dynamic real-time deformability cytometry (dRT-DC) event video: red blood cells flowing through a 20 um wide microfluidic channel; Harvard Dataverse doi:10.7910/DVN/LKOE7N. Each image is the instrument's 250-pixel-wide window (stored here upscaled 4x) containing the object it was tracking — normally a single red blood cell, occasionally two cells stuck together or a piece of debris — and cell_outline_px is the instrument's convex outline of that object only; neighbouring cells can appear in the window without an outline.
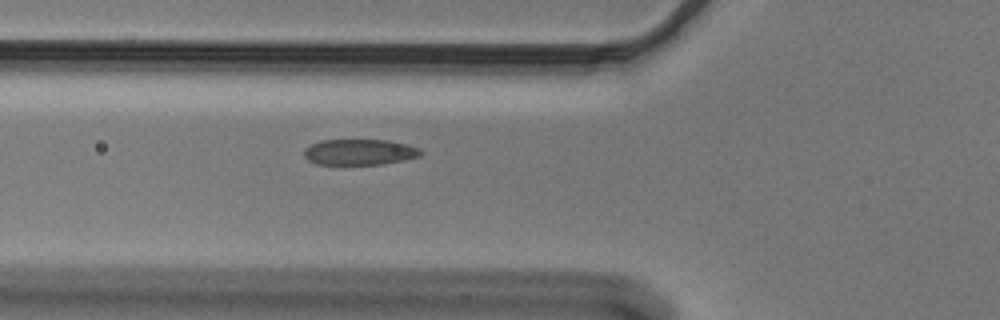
{"species": "Egyptian fruit bat (a non-hibernating species)", "species_latin": "Rousettus aegyptiacus", "temperature_condition": "cold", "stored_images_in_passage": 41, "camera_frame_rate_fps": 3000, "um_per_image_px": 0.085, "animal": {"sex": "male"}, "frame": {"image": 1, "passage_image": 11, "time_ms": 3.333, "image_size_px": [1000, 320], "cell_outline_px": [[424, 152], [420, 156], [404, 160], [384, 164], [316, 164], [308, 160], [304, 156], [304, 148], [320, 140], [388, 140], [408, 144], [420, 148]], "centroid_in_image_um": [30.59, 12.92], "position_along_channel_um": 95.2, "area_um2": 17.69}}
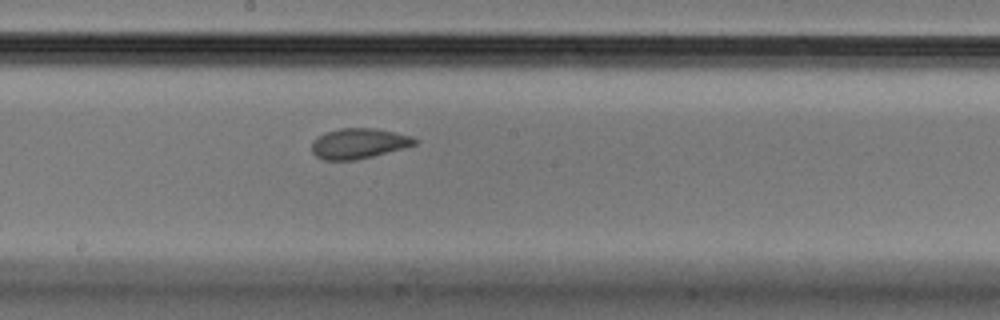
{"frame": {"image": 2, "passage_image": 21, "time_ms": 6.667, "image_size_px": [1000, 320], "cell_outline_px": [[420, 140], [416, 144], [404, 148], [356, 160], [324, 160], [316, 156], [312, 152], [312, 140], [328, 132], [340, 128], [376, 128], [412, 136]], "centroid_in_image_um": [30.52, 12.19], "position_along_channel_um": 217.7, "area_um2": 18.15}}
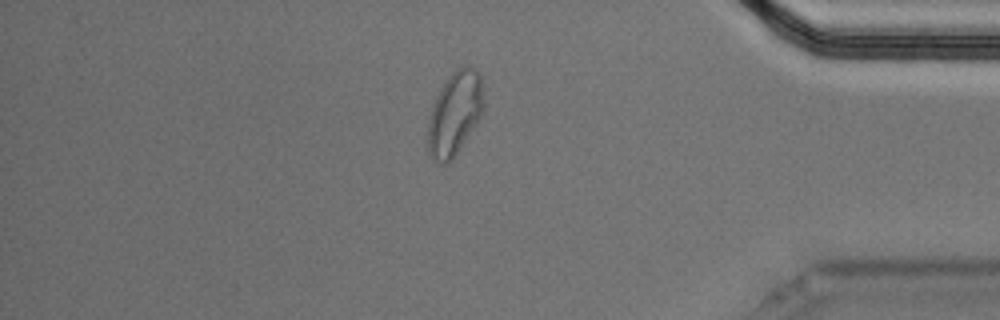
{"frame": {"image": 3, "passage_image": 38, "time_ms": 12.333, "image_size_px": [1000, 320], "cell_outline_px": [[484, 108], [476, 124], [452, 160], [448, 164], [440, 164], [428, 152], [428, 120], [436, 96], [440, 88], [448, 76], [456, 68], [468, 64], [476, 68], [480, 72], [484, 88]], "centroid_in_image_um": [38.68, 9.58], "position_along_channel_um": 396.5, "area_um2": 27.51}}